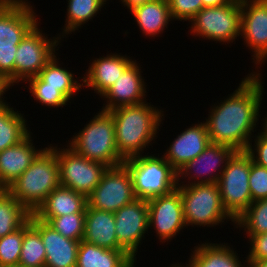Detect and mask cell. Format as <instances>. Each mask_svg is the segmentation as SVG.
<instances>
[{"label":"cell","instance_id":"3","mask_svg":"<svg viewBox=\"0 0 267 267\" xmlns=\"http://www.w3.org/2000/svg\"><path fill=\"white\" fill-rule=\"evenodd\" d=\"M28 0H0V80L8 89L14 84V62L18 45L38 23Z\"/></svg>","mask_w":267,"mask_h":267},{"label":"cell","instance_id":"33","mask_svg":"<svg viewBox=\"0 0 267 267\" xmlns=\"http://www.w3.org/2000/svg\"><path fill=\"white\" fill-rule=\"evenodd\" d=\"M24 239V224L0 238V267H18Z\"/></svg>","mask_w":267,"mask_h":267},{"label":"cell","instance_id":"31","mask_svg":"<svg viewBox=\"0 0 267 267\" xmlns=\"http://www.w3.org/2000/svg\"><path fill=\"white\" fill-rule=\"evenodd\" d=\"M46 250L40 233L31 225V214L24 223V239L18 267H45Z\"/></svg>","mask_w":267,"mask_h":267},{"label":"cell","instance_id":"20","mask_svg":"<svg viewBox=\"0 0 267 267\" xmlns=\"http://www.w3.org/2000/svg\"><path fill=\"white\" fill-rule=\"evenodd\" d=\"M203 121L186 128L167 146L164 158L178 171L188 161L195 159L210 143Z\"/></svg>","mask_w":267,"mask_h":267},{"label":"cell","instance_id":"39","mask_svg":"<svg viewBox=\"0 0 267 267\" xmlns=\"http://www.w3.org/2000/svg\"><path fill=\"white\" fill-rule=\"evenodd\" d=\"M249 241V253L246 261L267 259V232L259 235H247Z\"/></svg>","mask_w":267,"mask_h":267},{"label":"cell","instance_id":"45","mask_svg":"<svg viewBox=\"0 0 267 267\" xmlns=\"http://www.w3.org/2000/svg\"><path fill=\"white\" fill-rule=\"evenodd\" d=\"M5 190V188L0 184V194Z\"/></svg>","mask_w":267,"mask_h":267},{"label":"cell","instance_id":"14","mask_svg":"<svg viewBox=\"0 0 267 267\" xmlns=\"http://www.w3.org/2000/svg\"><path fill=\"white\" fill-rule=\"evenodd\" d=\"M148 202V228H154L161 243L180 234L185 227L183 202L180 192L175 189L169 194Z\"/></svg>","mask_w":267,"mask_h":267},{"label":"cell","instance_id":"22","mask_svg":"<svg viewBox=\"0 0 267 267\" xmlns=\"http://www.w3.org/2000/svg\"><path fill=\"white\" fill-rule=\"evenodd\" d=\"M83 241L113 250H123L118 245L113 212L97 210L88 205L85 212Z\"/></svg>","mask_w":267,"mask_h":267},{"label":"cell","instance_id":"16","mask_svg":"<svg viewBox=\"0 0 267 267\" xmlns=\"http://www.w3.org/2000/svg\"><path fill=\"white\" fill-rule=\"evenodd\" d=\"M118 245L136 259L138 246L148 233V202L135 199L114 212Z\"/></svg>","mask_w":267,"mask_h":267},{"label":"cell","instance_id":"17","mask_svg":"<svg viewBox=\"0 0 267 267\" xmlns=\"http://www.w3.org/2000/svg\"><path fill=\"white\" fill-rule=\"evenodd\" d=\"M140 68V64L138 65L135 60L123 71L115 83L100 97L106 100L102 110L110 111L146 102V82Z\"/></svg>","mask_w":267,"mask_h":267},{"label":"cell","instance_id":"28","mask_svg":"<svg viewBox=\"0 0 267 267\" xmlns=\"http://www.w3.org/2000/svg\"><path fill=\"white\" fill-rule=\"evenodd\" d=\"M58 60L54 55L38 74V77L44 82V87L58 88L68 100H71L75 93L82 89L83 81L82 79L79 80L80 77H76V80L74 73L65 67L63 68Z\"/></svg>","mask_w":267,"mask_h":267},{"label":"cell","instance_id":"23","mask_svg":"<svg viewBox=\"0 0 267 267\" xmlns=\"http://www.w3.org/2000/svg\"><path fill=\"white\" fill-rule=\"evenodd\" d=\"M87 205L85 195L60 185L47 196L34 215L41 221L48 223L53 217L85 213Z\"/></svg>","mask_w":267,"mask_h":267},{"label":"cell","instance_id":"19","mask_svg":"<svg viewBox=\"0 0 267 267\" xmlns=\"http://www.w3.org/2000/svg\"><path fill=\"white\" fill-rule=\"evenodd\" d=\"M134 60L120 53L95 58L82 77L83 88H91L100 97L115 83Z\"/></svg>","mask_w":267,"mask_h":267},{"label":"cell","instance_id":"10","mask_svg":"<svg viewBox=\"0 0 267 267\" xmlns=\"http://www.w3.org/2000/svg\"><path fill=\"white\" fill-rule=\"evenodd\" d=\"M39 23L22 39L15 53L14 83L17 85L38 76L54 55L58 54L56 51L60 48L58 45H61V37L57 35L52 39L48 38L39 28Z\"/></svg>","mask_w":267,"mask_h":267},{"label":"cell","instance_id":"44","mask_svg":"<svg viewBox=\"0 0 267 267\" xmlns=\"http://www.w3.org/2000/svg\"><path fill=\"white\" fill-rule=\"evenodd\" d=\"M267 114V113H266ZM265 118V119H264ZM262 117V120H261V122H262V124H261V126L264 128V129H266L267 130V115H266V117Z\"/></svg>","mask_w":267,"mask_h":267},{"label":"cell","instance_id":"32","mask_svg":"<svg viewBox=\"0 0 267 267\" xmlns=\"http://www.w3.org/2000/svg\"><path fill=\"white\" fill-rule=\"evenodd\" d=\"M236 228H242L246 235H259L267 232V198L253 201L235 220ZM244 228V229H243Z\"/></svg>","mask_w":267,"mask_h":267},{"label":"cell","instance_id":"35","mask_svg":"<svg viewBox=\"0 0 267 267\" xmlns=\"http://www.w3.org/2000/svg\"><path fill=\"white\" fill-rule=\"evenodd\" d=\"M48 224L62 236L81 241L84 235L85 213H72L53 217Z\"/></svg>","mask_w":267,"mask_h":267},{"label":"cell","instance_id":"2","mask_svg":"<svg viewBox=\"0 0 267 267\" xmlns=\"http://www.w3.org/2000/svg\"><path fill=\"white\" fill-rule=\"evenodd\" d=\"M115 125V142L119 154L126 160L143 155L155 141L164 111L148 102L128 105L109 111Z\"/></svg>","mask_w":267,"mask_h":267},{"label":"cell","instance_id":"37","mask_svg":"<svg viewBox=\"0 0 267 267\" xmlns=\"http://www.w3.org/2000/svg\"><path fill=\"white\" fill-rule=\"evenodd\" d=\"M173 20L188 21L202 9V0H167Z\"/></svg>","mask_w":267,"mask_h":267},{"label":"cell","instance_id":"29","mask_svg":"<svg viewBox=\"0 0 267 267\" xmlns=\"http://www.w3.org/2000/svg\"><path fill=\"white\" fill-rule=\"evenodd\" d=\"M67 18L65 21V26L59 36H68V34H72L78 28H81L86 22L90 19L93 20L94 16L101 11L102 7L106 5L107 0H67ZM109 1V0H108Z\"/></svg>","mask_w":267,"mask_h":267},{"label":"cell","instance_id":"21","mask_svg":"<svg viewBox=\"0 0 267 267\" xmlns=\"http://www.w3.org/2000/svg\"><path fill=\"white\" fill-rule=\"evenodd\" d=\"M30 133L17 145L0 151V184L7 189L44 150L37 149Z\"/></svg>","mask_w":267,"mask_h":267},{"label":"cell","instance_id":"24","mask_svg":"<svg viewBox=\"0 0 267 267\" xmlns=\"http://www.w3.org/2000/svg\"><path fill=\"white\" fill-rule=\"evenodd\" d=\"M193 248L188 264L180 262V267H248L228 243L204 242Z\"/></svg>","mask_w":267,"mask_h":267},{"label":"cell","instance_id":"18","mask_svg":"<svg viewBox=\"0 0 267 267\" xmlns=\"http://www.w3.org/2000/svg\"><path fill=\"white\" fill-rule=\"evenodd\" d=\"M31 225L40 233L44 244L45 267H76L80 241L62 236L34 214H31Z\"/></svg>","mask_w":267,"mask_h":267},{"label":"cell","instance_id":"40","mask_svg":"<svg viewBox=\"0 0 267 267\" xmlns=\"http://www.w3.org/2000/svg\"><path fill=\"white\" fill-rule=\"evenodd\" d=\"M122 2V4H124L123 6H127V9L131 10L132 8L138 6V5H142L144 3L153 1V0H120Z\"/></svg>","mask_w":267,"mask_h":267},{"label":"cell","instance_id":"36","mask_svg":"<svg viewBox=\"0 0 267 267\" xmlns=\"http://www.w3.org/2000/svg\"><path fill=\"white\" fill-rule=\"evenodd\" d=\"M249 187L252 201L267 198V168L257 165L251 156Z\"/></svg>","mask_w":267,"mask_h":267},{"label":"cell","instance_id":"12","mask_svg":"<svg viewBox=\"0 0 267 267\" xmlns=\"http://www.w3.org/2000/svg\"><path fill=\"white\" fill-rule=\"evenodd\" d=\"M135 199L131 174L122 163L105 170L100 183L87 197V202L90 208L114 213Z\"/></svg>","mask_w":267,"mask_h":267},{"label":"cell","instance_id":"46","mask_svg":"<svg viewBox=\"0 0 267 267\" xmlns=\"http://www.w3.org/2000/svg\"><path fill=\"white\" fill-rule=\"evenodd\" d=\"M173 265V266H172ZM170 267H180V264L179 263H175V264H172Z\"/></svg>","mask_w":267,"mask_h":267},{"label":"cell","instance_id":"7","mask_svg":"<svg viewBox=\"0 0 267 267\" xmlns=\"http://www.w3.org/2000/svg\"><path fill=\"white\" fill-rule=\"evenodd\" d=\"M183 202L186 226H209L235 220L224 209L217 183L177 185ZM229 219V220H228Z\"/></svg>","mask_w":267,"mask_h":267},{"label":"cell","instance_id":"11","mask_svg":"<svg viewBox=\"0 0 267 267\" xmlns=\"http://www.w3.org/2000/svg\"><path fill=\"white\" fill-rule=\"evenodd\" d=\"M64 146H56L60 185L88 197L100 183L108 167L82 157L66 144Z\"/></svg>","mask_w":267,"mask_h":267},{"label":"cell","instance_id":"4","mask_svg":"<svg viewBox=\"0 0 267 267\" xmlns=\"http://www.w3.org/2000/svg\"><path fill=\"white\" fill-rule=\"evenodd\" d=\"M60 186L56 146L45 147L32 164L6 190L31 214Z\"/></svg>","mask_w":267,"mask_h":267},{"label":"cell","instance_id":"38","mask_svg":"<svg viewBox=\"0 0 267 267\" xmlns=\"http://www.w3.org/2000/svg\"><path fill=\"white\" fill-rule=\"evenodd\" d=\"M260 128L263 131L261 130L260 133H257V136L255 134L253 137L255 138L253 140L255 142L254 146L250 143L246 151L250 154L253 162L267 168V130L261 126Z\"/></svg>","mask_w":267,"mask_h":267},{"label":"cell","instance_id":"5","mask_svg":"<svg viewBox=\"0 0 267 267\" xmlns=\"http://www.w3.org/2000/svg\"><path fill=\"white\" fill-rule=\"evenodd\" d=\"M100 110L66 143L68 142L67 145L71 149L88 160L107 167L117 166L125 159L116 147L114 119L109 111Z\"/></svg>","mask_w":267,"mask_h":267},{"label":"cell","instance_id":"13","mask_svg":"<svg viewBox=\"0 0 267 267\" xmlns=\"http://www.w3.org/2000/svg\"><path fill=\"white\" fill-rule=\"evenodd\" d=\"M234 152L230 146L210 142L195 159L188 161L177 171V185L217 183Z\"/></svg>","mask_w":267,"mask_h":267},{"label":"cell","instance_id":"26","mask_svg":"<svg viewBox=\"0 0 267 267\" xmlns=\"http://www.w3.org/2000/svg\"><path fill=\"white\" fill-rule=\"evenodd\" d=\"M137 26L146 37H155L168 27L169 22L174 21L167 0H153L138 5L129 11Z\"/></svg>","mask_w":267,"mask_h":267},{"label":"cell","instance_id":"8","mask_svg":"<svg viewBox=\"0 0 267 267\" xmlns=\"http://www.w3.org/2000/svg\"><path fill=\"white\" fill-rule=\"evenodd\" d=\"M190 34L225 45L241 36V0L202 8L190 21ZM227 42V44H226Z\"/></svg>","mask_w":267,"mask_h":267},{"label":"cell","instance_id":"25","mask_svg":"<svg viewBox=\"0 0 267 267\" xmlns=\"http://www.w3.org/2000/svg\"><path fill=\"white\" fill-rule=\"evenodd\" d=\"M136 260L124 250H113L80 241L76 267H135Z\"/></svg>","mask_w":267,"mask_h":267},{"label":"cell","instance_id":"42","mask_svg":"<svg viewBox=\"0 0 267 267\" xmlns=\"http://www.w3.org/2000/svg\"><path fill=\"white\" fill-rule=\"evenodd\" d=\"M248 264V267H267V259L264 260H253V261H246L243 260Z\"/></svg>","mask_w":267,"mask_h":267},{"label":"cell","instance_id":"9","mask_svg":"<svg viewBox=\"0 0 267 267\" xmlns=\"http://www.w3.org/2000/svg\"><path fill=\"white\" fill-rule=\"evenodd\" d=\"M249 176L250 154L247 151H235L217 182L222 205L234 220L253 202Z\"/></svg>","mask_w":267,"mask_h":267},{"label":"cell","instance_id":"34","mask_svg":"<svg viewBox=\"0 0 267 267\" xmlns=\"http://www.w3.org/2000/svg\"><path fill=\"white\" fill-rule=\"evenodd\" d=\"M25 83L29 84V92L35 101L46 107L55 108L63 107L70 101L58 90V88L44 87V82L38 77H32ZM68 102V103H67Z\"/></svg>","mask_w":267,"mask_h":267},{"label":"cell","instance_id":"27","mask_svg":"<svg viewBox=\"0 0 267 267\" xmlns=\"http://www.w3.org/2000/svg\"><path fill=\"white\" fill-rule=\"evenodd\" d=\"M19 112L6 101L0 105V151L17 145L32 133L24 114Z\"/></svg>","mask_w":267,"mask_h":267},{"label":"cell","instance_id":"1","mask_svg":"<svg viewBox=\"0 0 267 267\" xmlns=\"http://www.w3.org/2000/svg\"><path fill=\"white\" fill-rule=\"evenodd\" d=\"M259 72L252 70L233 93L210 107L204 123L212 143L230 146L235 151L247 150L261 118L264 78Z\"/></svg>","mask_w":267,"mask_h":267},{"label":"cell","instance_id":"15","mask_svg":"<svg viewBox=\"0 0 267 267\" xmlns=\"http://www.w3.org/2000/svg\"><path fill=\"white\" fill-rule=\"evenodd\" d=\"M255 65L267 61V0H241V36Z\"/></svg>","mask_w":267,"mask_h":267},{"label":"cell","instance_id":"43","mask_svg":"<svg viewBox=\"0 0 267 267\" xmlns=\"http://www.w3.org/2000/svg\"><path fill=\"white\" fill-rule=\"evenodd\" d=\"M9 89L7 88V86L0 80V105L6 101L4 100V97L3 95L6 94L5 92H7Z\"/></svg>","mask_w":267,"mask_h":267},{"label":"cell","instance_id":"6","mask_svg":"<svg viewBox=\"0 0 267 267\" xmlns=\"http://www.w3.org/2000/svg\"><path fill=\"white\" fill-rule=\"evenodd\" d=\"M132 178L136 199L149 201L177 188V171L164 156L139 155L123 162Z\"/></svg>","mask_w":267,"mask_h":267},{"label":"cell","instance_id":"41","mask_svg":"<svg viewBox=\"0 0 267 267\" xmlns=\"http://www.w3.org/2000/svg\"><path fill=\"white\" fill-rule=\"evenodd\" d=\"M231 0H202L203 7H217L229 3Z\"/></svg>","mask_w":267,"mask_h":267},{"label":"cell","instance_id":"30","mask_svg":"<svg viewBox=\"0 0 267 267\" xmlns=\"http://www.w3.org/2000/svg\"><path fill=\"white\" fill-rule=\"evenodd\" d=\"M29 211L6 189L0 194V238L19 229L30 217Z\"/></svg>","mask_w":267,"mask_h":267}]
</instances>
